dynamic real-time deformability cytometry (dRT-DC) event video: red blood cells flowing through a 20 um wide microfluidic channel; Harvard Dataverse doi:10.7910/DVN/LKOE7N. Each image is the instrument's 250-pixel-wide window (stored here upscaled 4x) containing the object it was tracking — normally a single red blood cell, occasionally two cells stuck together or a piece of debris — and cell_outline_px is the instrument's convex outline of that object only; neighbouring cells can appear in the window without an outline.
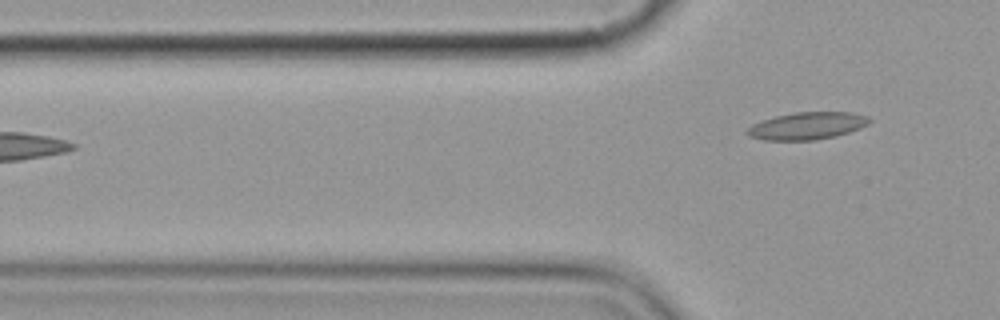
{"species": "common noctule bat (a hibernating species)", "species_latin": "Nyctalus noctula", "temperature_condition": "cold", "stored_images_in_passage": 7, "camera_frame_rate_fps": 3000, "um_per_image_px": 0.085, "animal": {"sex": "female", "body_mass_g": 19.9}, "frame": {"image": 1, "passage_image": 7, "time_ms": 7.0, "image_size_px": [1000, 320], "cell_outline_px": [[872, 120], [868, 124], [860, 128], [836, 136], [816, 140], [764, 140], [748, 136], [744, 132], [752, 124], [776, 116], [792, 112], [852, 112], [868, 116]], "centroid_in_image_um": [68.61, 10.69], "position_along_channel_um": 57.2, "area_um2": 19.54}}